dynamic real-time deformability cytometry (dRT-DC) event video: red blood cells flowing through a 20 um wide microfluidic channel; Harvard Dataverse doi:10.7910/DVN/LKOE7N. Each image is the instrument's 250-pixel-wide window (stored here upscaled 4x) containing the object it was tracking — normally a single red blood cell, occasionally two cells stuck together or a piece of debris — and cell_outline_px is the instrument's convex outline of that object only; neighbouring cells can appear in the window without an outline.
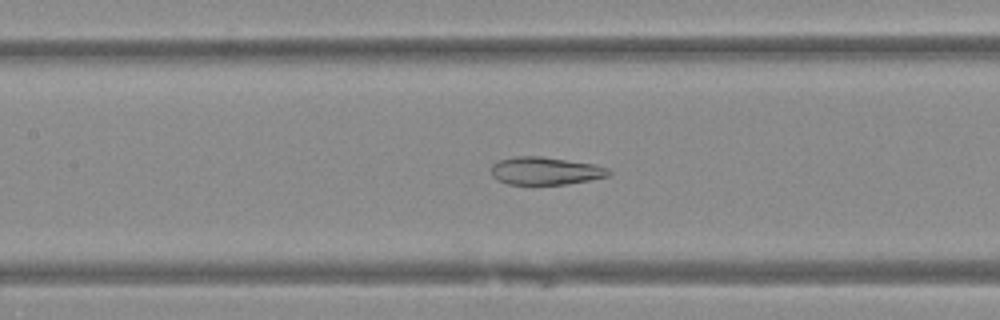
{"species": "Egyptian fruit bat (a non-hibernating species)", "species_latin": "Rousettus aegyptiacus", "temperature_condition": "warm", "stored_images_in_passage": 41, "camera_frame_rate_fps": 3000, "um_per_image_px": 0.085, "animal": {"sex": "female"}, "frame": {"image": 1, "passage_image": 14, "time_ms": 4.333, "image_size_px": [1000, 320], "cell_outline_px": [[612, 172], [608, 176], [588, 180], [564, 184], [508, 184], [496, 180], [492, 176], [492, 164], [500, 160], [516, 156], [540, 156], [596, 164], [608, 168]], "centroid_in_image_um": [46.35, 14.52], "position_along_channel_um": 161.0, "area_um2": 18.96}}
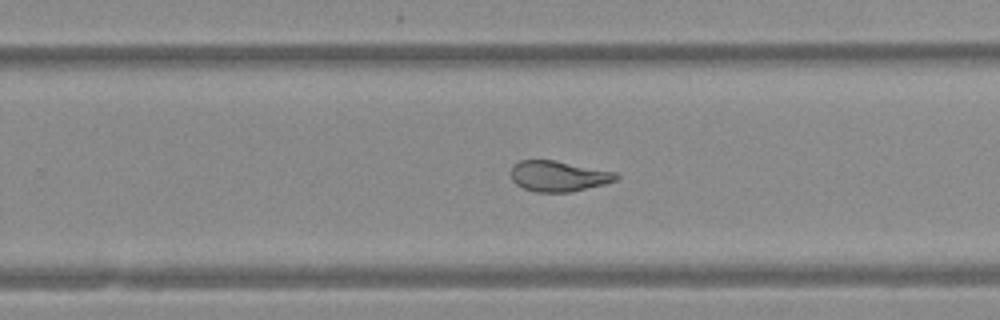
{"frame": {"image": 2, "passage_image": 23, "time_ms": 7.333, "image_size_px": [1000, 320], "cell_outline_px": [[620, 176], [616, 180], [604, 184], [572, 192], [536, 192], [524, 188], [516, 184], [512, 180], [512, 168], [520, 160], [552, 160], [616, 172]], "centroid_in_image_um": [47.49, 14.98], "position_along_channel_um": 282.3, "area_um2": 18.55}}
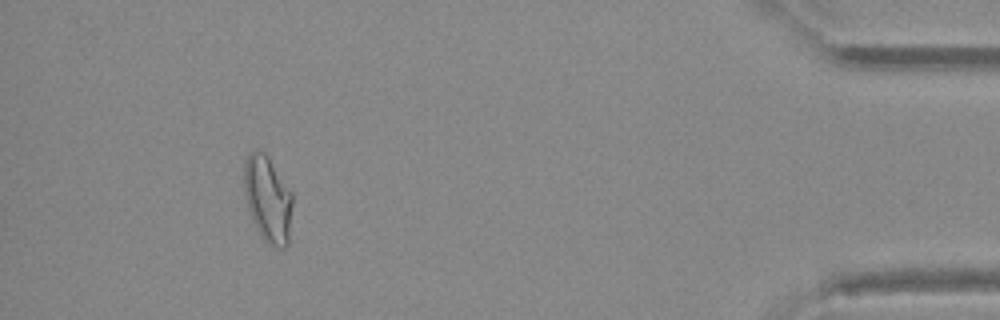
{"frame": {"image": 3, "passage_image": 37, "time_ms": 12.0, "image_size_px": [1000, 320], "cell_outline_px": [[292, 204], [288, 244], [284, 248], [272, 248], [264, 240], [256, 228], [244, 192], [244, 164], [248, 152], [256, 148], [264, 152], [292, 192]], "centroid_in_image_um": [22.76, 16.92], "position_along_channel_um": 412.4, "area_um2": 24.22}}